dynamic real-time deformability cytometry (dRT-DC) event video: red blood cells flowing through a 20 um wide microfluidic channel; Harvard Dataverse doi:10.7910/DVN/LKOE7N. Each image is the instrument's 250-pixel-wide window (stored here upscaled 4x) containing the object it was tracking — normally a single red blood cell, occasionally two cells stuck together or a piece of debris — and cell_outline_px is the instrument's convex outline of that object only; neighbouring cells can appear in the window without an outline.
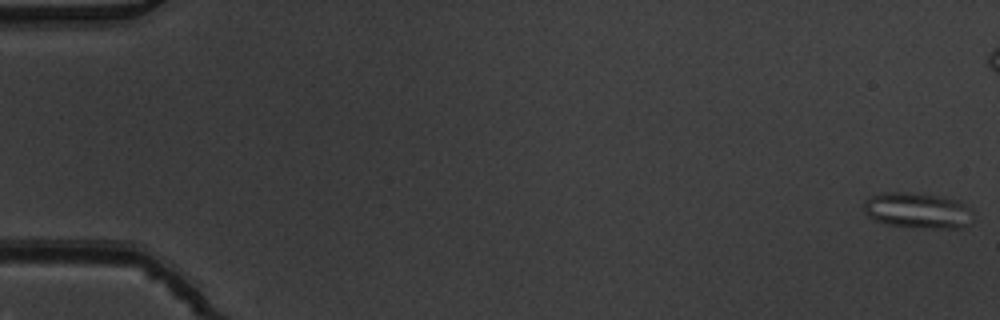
{"species": "common noctule bat (a hibernating species)", "species_latin": "Nyctalus noctula", "temperature_condition": "warm", "stored_images_in_passage": 54, "segment_of_instrument_passage": [1, 2], "camera_frame_rate_fps": 3000, "um_per_image_px": 0.085, "animal": {"sex": "male", "body_mass_g": 19.5, "forearm_length_mm": 54.6}, "frame": {"image": 1, "passage_image": 1, "time_ms": 0.0, "image_size_px": [1000, 320], "cell_outline_px": [[972, 220], [964, 228], [912, 228], [888, 224], [876, 220], [868, 216], [864, 212], [864, 200], [868, 196], [880, 192], [908, 192], [936, 196], [960, 200], [972, 208]], "centroid_in_image_um": [78.0, 17.89], "position_along_channel_um": 7.0, "area_um2": 23.18}}